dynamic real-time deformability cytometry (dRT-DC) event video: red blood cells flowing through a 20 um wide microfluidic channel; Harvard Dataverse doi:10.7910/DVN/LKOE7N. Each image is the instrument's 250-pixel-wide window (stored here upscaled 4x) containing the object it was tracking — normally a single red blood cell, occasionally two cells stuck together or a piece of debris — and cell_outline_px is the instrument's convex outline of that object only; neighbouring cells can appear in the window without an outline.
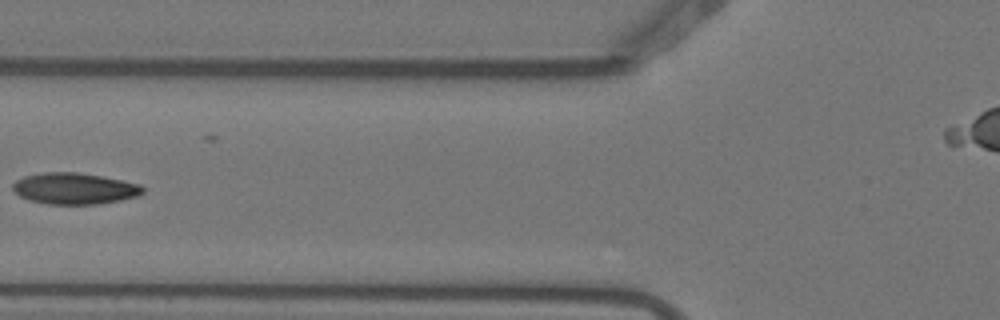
{"species": "Egyptian fruit bat (a non-hibernating species)", "species_latin": "Rousettus aegyptiacus", "temperature_condition": "warm", "stored_images_in_passage": 9, "camera_frame_rate_fps": 3000, "um_per_image_px": 0.085, "animal": {"sex": "female"}, "frame": {"image": 1, "passage_image": 6, "time_ms": 1.667, "image_size_px": [1000, 320], "cell_outline_px": [[144, 192], [140, 196], [120, 200], [96, 204], [48, 204], [28, 200], [20, 196], [12, 188], [12, 184], [16, 180], [24, 176], [44, 172], [76, 172], [100, 176], [140, 184], [144, 188]], "centroid_in_image_um": [6.33, 16.03], "position_along_channel_um": 119.5, "area_um2": 23.7}}
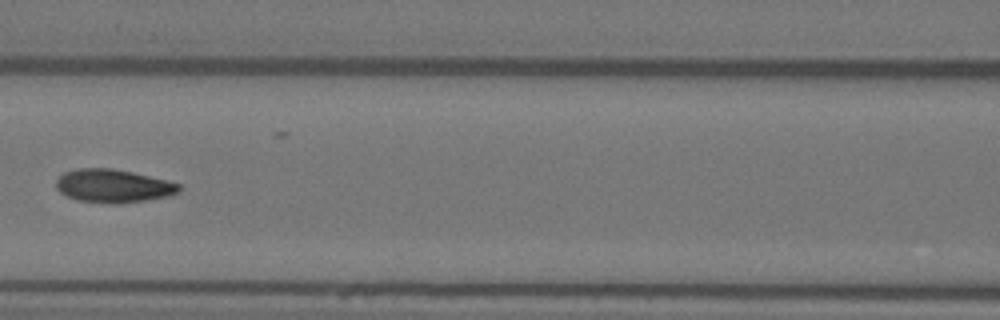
{"frame": {"image": 2, "passage_image": 7, "time_ms": 2.0, "image_size_px": [1000, 320], "cell_outline_px": [[180, 192], [168, 196], [144, 200], [112, 204], [76, 200], [60, 192], [56, 188], [56, 180], [64, 172], [76, 168], [112, 168], [132, 172], [180, 184]], "centroid_in_image_um": [9.58, 15.8], "position_along_channel_um": 157.0, "area_um2": 23.64}}